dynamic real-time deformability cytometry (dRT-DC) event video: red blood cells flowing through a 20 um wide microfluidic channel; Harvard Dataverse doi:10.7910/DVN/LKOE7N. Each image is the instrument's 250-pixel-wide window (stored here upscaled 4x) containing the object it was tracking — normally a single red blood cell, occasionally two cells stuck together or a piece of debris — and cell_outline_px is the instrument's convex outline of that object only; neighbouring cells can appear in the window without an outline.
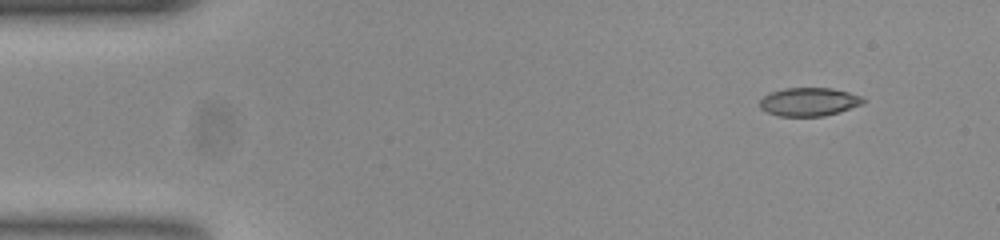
{"species": "common noctule bat (a hibernating species)", "species_latin": "Nyctalus noctula", "temperature_condition": "room temperature", "stored_images_in_passage": 50, "camera_frame_rate_fps": 3000, "um_per_image_px": 0.085, "animal": {"sex": "female", "body_mass_g": 23.0, "forearm_length_mm": 53.4}, "frame": {"image": 1, "passage_image": 1, "time_ms": 0.0, "image_size_px": [1000, 240], "cell_outline_px": [[864, 104], [840, 112], [824, 116], [776, 116], [760, 108], [760, 100], [764, 96], [772, 92], [788, 88], [832, 88], [848, 92], [860, 96], [864, 100]], "centroid_in_image_um": [68.78, 8.66], "position_along_channel_um": 16.2, "area_um2": 17.05}}
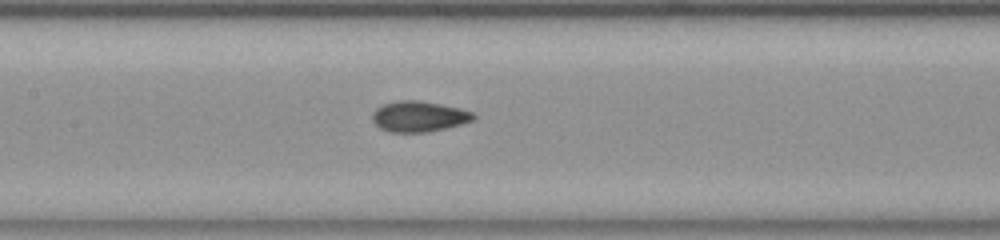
{"frame": {"image": 2, "passage_image": 21, "time_ms": 6.667, "image_size_px": [1000, 240], "cell_outline_px": [[476, 116], [472, 120], [460, 124], [428, 132], [388, 132], [380, 128], [372, 120], [372, 112], [376, 108], [384, 104], [400, 100], [416, 100], [440, 104], [460, 108], [472, 112]], "centroid_in_image_um": [35.57, 9.9], "position_along_channel_um": 171.8, "area_um2": 17.92}}
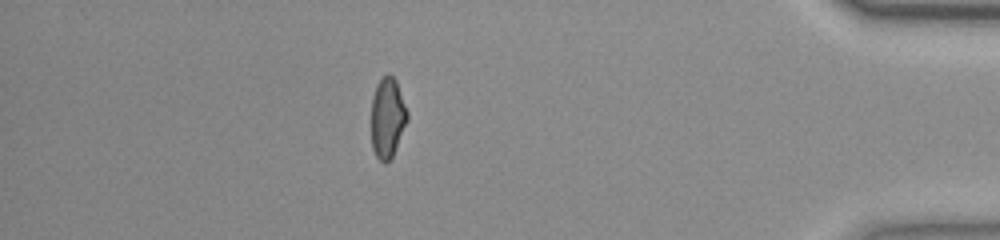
{"frame": {"image": 3, "passage_image": 43, "time_ms": 14.0, "image_size_px": [1000, 240], "cell_outline_px": [[408, 120], [392, 156], [384, 164], [376, 156], [372, 148], [372, 96], [380, 80], [388, 72], [396, 80], [408, 112]], "centroid_in_image_um": [32.94, 10.0], "position_along_channel_um": 402.3, "area_um2": 16.65}, "authors_computed_cell_mechanics": {"area_um2": 17.4267, "velocity_mm_per_s": 3.7875, "shape_relaxation_time_tau1_ms": 7.4207, "shape_relaxation_time_tau2_ms": 1.5564, "deformation_change_tau1": 0.1824, "deformation_change_tau2": 0.0591}}